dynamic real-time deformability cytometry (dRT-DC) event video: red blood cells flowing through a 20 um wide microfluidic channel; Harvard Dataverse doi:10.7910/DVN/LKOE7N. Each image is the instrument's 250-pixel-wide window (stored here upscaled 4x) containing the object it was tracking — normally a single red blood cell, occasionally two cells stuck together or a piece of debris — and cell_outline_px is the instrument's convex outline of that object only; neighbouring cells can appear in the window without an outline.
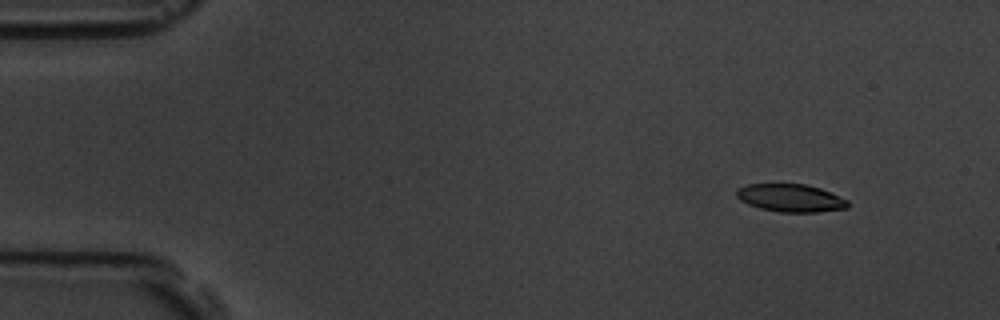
{"species": "common noctule bat (a hibernating species)", "species_latin": "Nyctalus noctula", "temperature_condition": "room temperature", "stored_images_in_passage": 4, "camera_frame_rate_fps": 3000, "um_per_image_px": 0.085, "animal": {"sex": "male", "body_mass_g": 19.5, "forearm_length_mm": 54.6}, "frame": {"image": 1, "passage_image": 1, "time_ms": 0.0, "image_size_px": [1000, 320], "cell_outline_px": [[848, 208], [816, 212], [780, 212], [760, 208], [748, 204], [740, 200], [736, 196], [736, 188], [748, 184], [804, 184], [820, 188], [848, 200]], "centroid_in_image_um": [67.18, 16.83], "position_along_channel_um": 17.8, "area_um2": 17.98}}
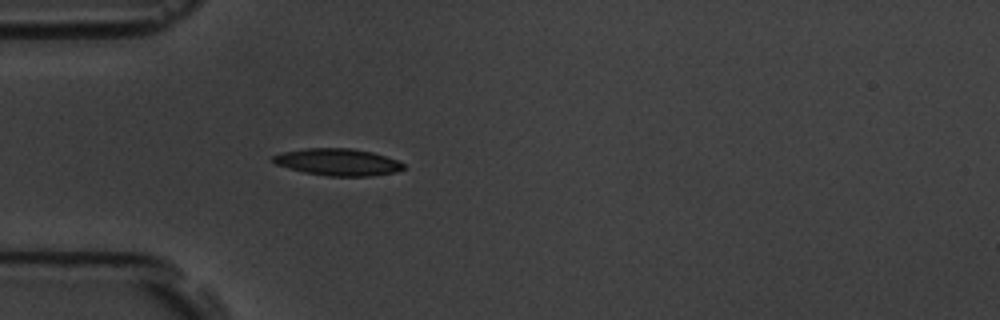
{"frame": {"image": 2, "passage_image": 4, "time_ms": 3.667, "image_size_px": [1000, 320], "cell_outline_px": [[404, 168], [396, 172], [372, 176], [328, 176], [304, 172], [288, 168], [276, 164], [272, 160], [272, 156], [284, 152], [304, 148], [352, 148], [372, 152], [396, 160], [404, 164]], "centroid_in_image_um": [28.71, 13.78], "position_along_channel_um": 56.3, "area_um2": 20.4}}